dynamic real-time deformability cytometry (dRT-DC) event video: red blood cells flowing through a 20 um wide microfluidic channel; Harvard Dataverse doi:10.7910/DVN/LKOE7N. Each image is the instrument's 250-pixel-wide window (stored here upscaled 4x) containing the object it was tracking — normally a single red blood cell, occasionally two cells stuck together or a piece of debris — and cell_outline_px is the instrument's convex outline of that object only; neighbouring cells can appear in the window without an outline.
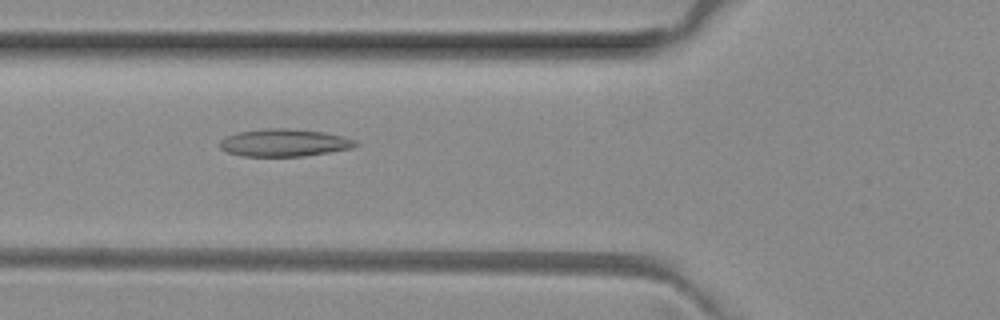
{"species": "common noctule bat (a hibernating species)", "species_latin": "Nyctalus noctula", "temperature_condition": "room temperature", "stored_images_in_passage": 6, "camera_frame_rate_fps": 3000, "um_per_image_px": 0.085, "animal": {"sex": "female", "body_mass_g": 29.2, "forearm_length_mm": 56.3}, "frame": {"image": 1, "passage_image": 4, "time_ms": 1.0, "image_size_px": [1000, 320], "cell_outline_px": [[360, 144], [352, 148], [304, 156], [244, 156], [228, 152], [220, 148], [220, 140], [236, 132], [264, 128], [288, 128], [324, 132], [344, 136], [356, 140]], "centroid_in_image_um": [24.18, 12.12], "position_along_channel_um": 101.6, "area_um2": 21.79}}
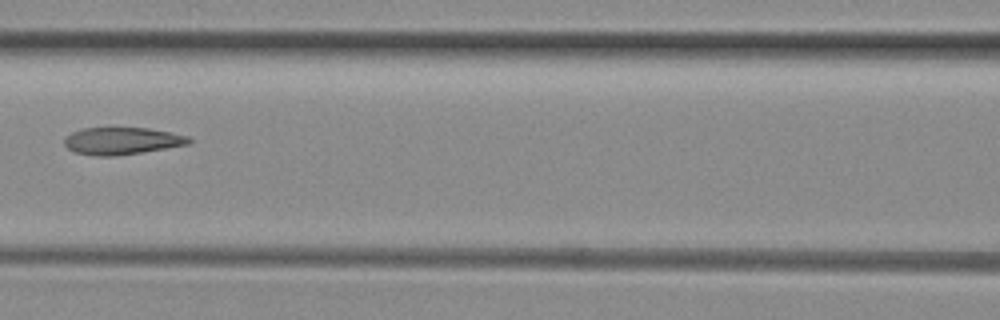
{"frame": {"image": 2, "passage_image": 5, "time_ms": 1.333, "image_size_px": [1000, 320], "cell_outline_px": [[192, 140], [188, 144], [116, 156], [96, 156], [76, 152], [68, 148], [64, 144], [64, 140], [72, 132], [84, 128], [148, 128], [188, 136]], "centroid_in_image_um": [10.35, 11.97], "position_along_channel_um": 156.3, "area_um2": 19.36}}
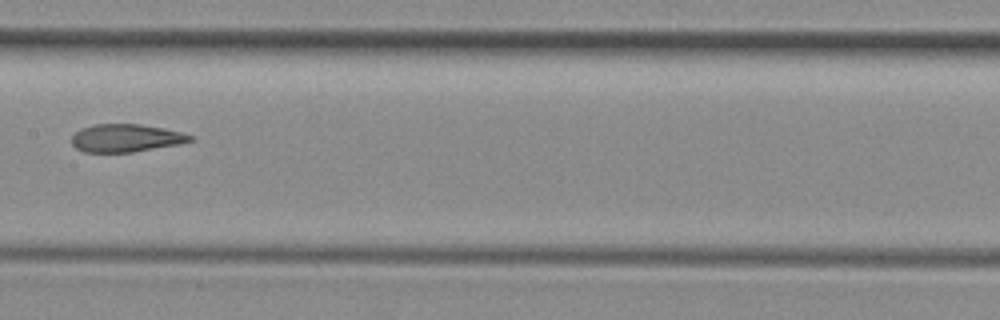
{"frame": {"image": 3, "passage_image": 6, "time_ms": 1.667, "image_size_px": [1000, 320], "cell_outline_px": [[196, 136], [192, 140], [180, 144], [132, 152], [84, 152], [76, 148], [72, 144], [72, 136], [80, 128], [96, 124], [140, 124], [164, 128]], "centroid_in_image_um": [10.71, 11.73], "position_along_channel_um": 196.7, "area_um2": 19.25}}